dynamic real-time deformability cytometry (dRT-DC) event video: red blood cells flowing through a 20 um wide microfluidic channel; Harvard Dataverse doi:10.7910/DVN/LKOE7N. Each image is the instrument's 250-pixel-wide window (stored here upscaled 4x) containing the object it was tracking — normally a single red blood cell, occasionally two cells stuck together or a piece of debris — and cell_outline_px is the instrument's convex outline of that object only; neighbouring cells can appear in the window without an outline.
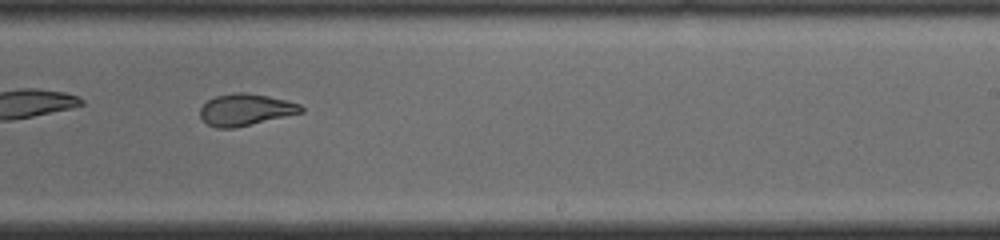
{"species": "common noctule bat (a hibernating species)", "species_latin": "Nyctalus noctula", "temperature_condition": "cold", "stored_images_in_passage": 35, "camera_frame_rate_fps": 3000, "um_per_image_px": 0.085, "animal": {"sex": "male", "body_mass_g": 19.0, "forearm_length_mm": 50.8}, "frame": {"image": 1, "passage_image": 16, "time_ms": 5.0, "image_size_px": [1000, 240], "cell_outline_px": [[304, 112], [236, 128], [216, 128], [208, 124], [200, 116], [200, 108], [208, 100], [216, 96], [236, 92], [244, 92], [268, 96], [300, 104], [304, 108]], "centroid_in_image_um": [20.88, 9.33], "position_along_channel_um": 268.1, "area_um2": 18.61}}